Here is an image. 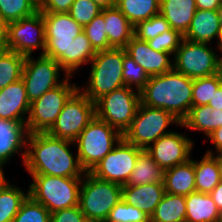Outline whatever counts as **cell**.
<instances>
[{
    "instance_id": "33",
    "label": "cell",
    "mask_w": 222,
    "mask_h": 222,
    "mask_svg": "<svg viewBox=\"0 0 222 222\" xmlns=\"http://www.w3.org/2000/svg\"><path fill=\"white\" fill-rule=\"evenodd\" d=\"M33 0H0V16L7 22L19 21L38 12Z\"/></svg>"
},
{
    "instance_id": "6",
    "label": "cell",
    "mask_w": 222,
    "mask_h": 222,
    "mask_svg": "<svg viewBox=\"0 0 222 222\" xmlns=\"http://www.w3.org/2000/svg\"><path fill=\"white\" fill-rule=\"evenodd\" d=\"M122 199V185L101 180L85 172L79 191V207L89 222H105Z\"/></svg>"
},
{
    "instance_id": "48",
    "label": "cell",
    "mask_w": 222,
    "mask_h": 222,
    "mask_svg": "<svg viewBox=\"0 0 222 222\" xmlns=\"http://www.w3.org/2000/svg\"><path fill=\"white\" fill-rule=\"evenodd\" d=\"M212 109L222 110V84L212 96V100L208 103Z\"/></svg>"
},
{
    "instance_id": "46",
    "label": "cell",
    "mask_w": 222,
    "mask_h": 222,
    "mask_svg": "<svg viewBox=\"0 0 222 222\" xmlns=\"http://www.w3.org/2000/svg\"><path fill=\"white\" fill-rule=\"evenodd\" d=\"M207 138L214 144L215 154L222 153V126L214 130Z\"/></svg>"
},
{
    "instance_id": "14",
    "label": "cell",
    "mask_w": 222,
    "mask_h": 222,
    "mask_svg": "<svg viewBox=\"0 0 222 222\" xmlns=\"http://www.w3.org/2000/svg\"><path fill=\"white\" fill-rule=\"evenodd\" d=\"M45 44V24L41 11L19 21L8 23L7 50L26 57L41 49V55H44Z\"/></svg>"
},
{
    "instance_id": "52",
    "label": "cell",
    "mask_w": 222,
    "mask_h": 222,
    "mask_svg": "<svg viewBox=\"0 0 222 222\" xmlns=\"http://www.w3.org/2000/svg\"><path fill=\"white\" fill-rule=\"evenodd\" d=\"M3 166L0 165V188L7 182L6 177L4 176Z\"/></svg>"
},
{
    "instance_id": "18",
    "label": "cell",
    "mask_w": 222,
    "mask_h": 222,
    "mask_svg": "<svg viewBox=\"0 0 222 222\" xmlns=\"http://www.w3.org/2000/svg\"><path fill=\"white\" fill-rule=\"evenodd\" d=\"M29 131L26 122L0 119V165L5 166L15 154L22 155L23 165L27 149Z\"/></svg>"
},
{
    "instance_id": "38",
    "label": "cell",
    "mask_w": 222,
    "mask_h": 222,
    "mask_svg": "<svg viewBox=\"0 0 222 222\" xmlns=\"http://www.w3.org/2000/svg\"><path fill=\"white\" fill-rule=\"evenodd\" d=\"M123 80L125 86L136 89L138 92L143 89L149 80V76L144 71L143 67L135 63V61L126 53L125 48L123 58Z\"/></svg>"
},
{
    "instance_id": "51",
    "label": "cell",
    "mask_w": 222,
    "mask_h": 222,
    "mask_svg": "<svg viewBox=\"0 0 222 222\" xmlns=\"http://www.w3.org/2000/svg\"><path fill=\"white\" fill-rule=\"evenodd\" d=\"M102 9L115 7L117 5V0H92Z\"/></svg>"
},
{
    "instance_id": "19",
    "label": "cell",
    "mask_w": 222,
    "mask_h": 222,
    "mask_svg": "<svg viewBox=\"0 0 222 222\" xmlns=\"http://www.w3.org/2000/svg\"><path fill=\"white\" fill-rule=\"evenodd\" d=\"M29 109L30 102L22 79L0 90V119L26 122Z\"/></svg>"
},
{
    "instance_id": "23",
    "label": "cell",
    "mask_w": 222,
    "mask_h": 222,
    "mask_svg": "<svg viewBox=\"0 0 222 222\" xmlns=\"http://www.w3.org/2000/svg\"><path fill=\"white\" fill-rule=\"evenodd\" d=\"M195 0H160V13L170 28L184 35L196 12Z\"/></svg>"
},
{
    "instance_id": "11",
    "label": "cell",
    "mask_w": 222,
    "mask_h": 222,
    "mask_svg": "<svg viewBox=\"0 0 222 222\" xmlns=\"http://www.w3.org/2000/svg\"><path fill=\"white\" fill-rule=\"evenodd\" d=\"M189 41L185 38L173 55V69L191 79L220 73L219 57L211 44Z\"/></svg>"
},
{
    "instance_id": "43",
    "label": "cell",
    "mask_w": 222,
    "mask_h": 222,
    "mask_svg": "<svg viewBox=\"0 0 222 222\" xmlns=\"http://www.w3.org/2000/svg\"><path fill=\"white\" fill-rule=\"evenodd\" d=\"M50 222H89L78 206L65 208L51 213Z\"/></svg>"
},
{
    "instance_id": "47",
    "label": "cell",
    "mask_w": 222,
    "mask_h": 222,
    "mask_svg": "<svg viewBox=\"0 0 222 222\" xmlns=\"http://www.w3.org/2000/svg\"><path fill=\"white\" fill-rule=\"evenodd\" d=\"M210 196L216 204L217 209L222 212V181L212 190Z\"/></svg>"
},
{
    "instance_id": "15",
    "label": "cell",
    "mask_w": 222,
    "mask_h": 222,
    "mask_svg": "<svg viewBox=\"0 0 222 222\" xmlns=\"http://www.w3.org/2000/svg\"><path fill=\"white\" fill-rule=\"evenodd\" d=\"M142 150L122 138L90 173L101 180L126 185Z\"/></svg>"
},
{
    "instance_id": "34",
    "label": "cell",
    "mask_w": 222,
    "mask_h": 222,
    "mask_svg": "<svg viewBox=\"0 0 222 222\" xmlns=\"http://www.w3.org/2000/svg\"><path fill=\"white\" fill-rule=\"evenodd\" d=\"M95 54L96 51L91 46L84 32L74 38L70 47V76L73 77V74L75 75L82 65L90 64Z\"/></svg>"
},
{
    "instance_id": "7",
    "label": "cell",
    "mask_w": 222,
    "mask_h": 222,
    "mask_svg": "<svg viewBox=\"0 0 222 222\" xmlns=\"http://www.w3.org/2000/svg\"><path fill=\"white\" fill-rule=\"evenodd\" d=\"M45 24L44 55L55 59L70 76V47L83 27L68 13H42Z\"/></svg>"
},
{
    "instance_id": "29",
    "label": "cell",
    "mask_w": 222,
    "mask_h": 222,
    "mask_svg": "<svg viewBox=\"0 0 222 222\" xmlns=\"http://www.w3.org/2000/svg\"><path fill=\"white\" fill-rule=\"evenodd\" d=\"M195 191L210 194L220 183L219 169L215 159L205 153L200 161L194 160Z\"/></svg>"
},
{
    "instance_id": "2",
    "label": "cell",
    "mask_w": 222,
    "mask_h": 222,
    "mask_svg": "<svg viewBox=\"0 0 222 222\" xmlns=\"http://www.w3.org/2000/svg\"><path fill=\"white\" fill-rule=\"evenodd\" d=\"M193 79L172 69L161 75L150 76L140 91L141 104L164 109L181 122L192 107Z\"/></svg>"
},
{
    "instance_id": "26",
    "label": "cell",
    "mask_w": 222,
    "mask_h": 222,
    "mask_svg": "<svg viewBox=\"0 0 222 222\" xmlns=\"http://www.w3.org/2000/svg\"><path fill=\"white\" fill-rule=\"evenodd\" d=\"M186 222H217L220 211L210 194L198 191L185 196Z\"/></svg>"
},
{
    "instance_id": "58",
    "label": "cell",
    "mask_w": 222,
    "mask_h": 222,
    "mask_svg": "<svg viewBox=\"0 0 222 222\" xmlns=\"http://www.w3.org/2000/svg\"><path fill=\"white\" fill-rule=\"evenodd\" d=\"M5 49H3V48H0V54L4 51Z\"/></svg>"
},
{
    "instance_id": "12",
    "label": "cell",
    "mask_w": 222,
    "mask_h": 222,
    "mask_svg": "<svg viewBox=\"0 0 222 222\" xmlns=\"http://www.w3.org/2000/svg\"><path fill=\"white\" fill-rule=\"evenodd\" d=\"M95 116V103L90 101L78 88L66 101L48 133L54 137L74 142Z\"/></svg>"
},
{
    "instance_id": "24",
    "label": "cell",
    "mask_w": 222,
    "mask_h": 222,
    "mask_svg": "<svg viewBox=\"0 0 222 222\" xmlns=\"http://www.w3.org/2000/svg\"><path fill=\"white\" fill-rule=\"evenodd\" d=\"M104 21L109 45L125 48L134 36V26L116 6L104 9Z\"/></svg>"
},
{
    "instance_id": "37",
    "label": "cell",
    "mask_w": 222,
    "mask_h": 222,
    "mask_svg": "<svg viewBox=\"0 0 222 222\" xmlns=\"http://www.w3.org/2000/svg\"><path fill=\"white\" fill-rule=\"evenodd\" d=\"M50 220L49 210L28 195L22 202L13 222H50Z\"/></svg>"
},
{
    "instance_id": "32",
    "label": "cell",
    "mask_w": 222,
    "mask_h": 222,
    "mask_svg": "<svg viewBox=\"0 0 222 222\" xmlns=\"http://www.w3.org/2000/svg\"><path fill=\"white\" fill-rule=\"evenodd\" d=\"M26 57L5 49L0 54V90L22 78Z\"/></svg>"
},
{
    "instance_id": "44",
    "label": "cell",
    "mask_w": 222,
    "mask_h": 222,
    "mask_svg": "<svg viewBox=\"0 0 222 222\" xmlns=\"http://www.w3.org/2000/svg\"><path fill=\"white\" fill-rule=\"evenodd\" d=\"M75 0H42L38 10L42 13H68Z\"/></svg>"
},
{
    "instance_id": "1",
    "label": "cell",
    "mask_w": 222,
    "mask_h": 222,
    "mask_svg": "<svg viewBox=\"0 0 222 222\" xmlns=\"http://www.w3.org/2000/svg\"><path fill=\"white\" fill-rule=\"evenodd\" d=\"M74 142L54 137L48 132L29 134L24 167L30 175L83 178L85 171L78 156L70 151Z\"/></svg>"
},
{
    "instance_id": "42",
    "label": "cell",
    "mask_w": 222,
    "mask_h": 222,
    "mask_svg": "<svg viewBox=\"0 0 222 222\" xmlns=\"http://www.w3.org/2000/svg\"><path fill=\"white\" fill-rule=\"evenodd\" d=\"M183 38V35L179 31L170 28L168 31L147 42L155 51L167 52L174 55Z\"/></svg>"
},
{
    "instance_id": "20",
    "label": "cell",
    "mask_w": 222,
    "mask_h": 222,
    "mask_svg": "<svg viewBox=\"0 0 222 222\" xmlns=\"http://www.w3.org/2000/svg\"><path fill=\"white\" fill-rule=\"evenodd\" d=\"M165 194L164 184L122 186V200L151 217Z\"/></svg>"
},
{
    "instance_id": "4",
    "label": "cell",
    "mask_w": 222,
    "mask_h": 222,
    "mask_svg": "<svg viewBox=\"0 0 222 222\" xmlns=\"http://www.w3.org/2000/svg\"><path fill=\"white\" fill-rule=\"evenodd\" d=\"M122 138L120 131L95 116L74 141L83 170L90 172Z\"/></svg>"
},
{
    "instance_id": "41",
    "label": "cell",
    "mask_w": 222,
    "mask_h": 222,
    "mask_svg": "<svg viewBox=\"0 0 222 222\" xmlns=\"http://www.w3.org/2000/svg\"><path fill=\"white\" fill-rule=\"evenodd\" d=\"M102 8L92 0H75L68 14L82 27L89 24Z\"/></svg>"
},
{
    "instance_id": "54",
    "label": "cell",
    "mask_w": 222,
    "mask_h": 222,
    "mask_svg": "<svg viewBox=\"0 0 222 222\" xmlns=\"http://www.w3.org/2000/svg\"><path fill=\"white\" fill-rule=\"evenodd\" d=\"M222 53V48L220 49L219 53ZM219 70L220 73L222 74V56H219Z\"/></svg>"
},
{
    "instance_id": "17",
    "label": "cell",
    "mask_w": 222,
    "mask_h": 222,
    "mask_svg": "<svg viewBox=\"0 0 222 222\" xmlns=\"http://www.w3.org/2000/svg\"><path fill=\"white\" fill-rule=\"evenodd\" d=\"M126 53L141 65L147 75H161L173 69L172 56L167 52L153 50L147 41L140 40L133 36L125 47Z\"/></svg>"
},
{
    "instance_id": "22",
    "label": "cell",
    "mask_w": 222,
    "mask_h": 222,
    "mask_svg": "<svg viewBox=\"0 0 222 222\" xmlns=\"http://www.w3.org/2000/svg\"><path fill=\"white\" fill-rule=\"evenodd\" d=\"M165 192L188 196L195 191L194 160L191 158L185 163L164 170L163 179Z\"/></svg>"
},
{
    "instance_id": "27",
    "label": "cell",
    "mask_w": 222,
    "mask_h": 222,
    "mask_svg": "<svg viewBox=\"0 0 222 222\" xmlns=\"http://www.w3.org/2000/svg\"><path fill=\"white\" fill-rule=\"evenodd\" d=\"M164 170L151 158L146 150H142L135 164L134 170L126 185H146L151 183L163 184Z\"/></svg>"
},
{
    "instance_id": "25",
    "label": "cell",
    "mask_w": 222,
    "mask_h": 222,
    "mask_svg": "<svg viewBox=\"0 0 222 222\" xmlns=\"http://www.w3.org/2000/svg\"><path fill=\"white\" fill-rule=\"evenodd\" d=\"M180 126L193 131H201L208 137L222 126V110L212 109L209 105L192 106L189 115Z\"/></svg>"
},
{
    "instance_id": "35",
    "label": "cell",
    "mask_w": 222,
    "mask_h": 222,
    "mask_svg": "<svg viewBox=\"0 0 222 222\" xmlns=\"http://www.w3.org/2000/svg\"><path fill=\"white\" fill-rule=\"evenodd\" d=\"M222 84V74L193 79L192 106L208 105Z\"/></svg>"
},
{
    "instance_id": "8",
    "label": "cell",
    "mask_w": 222,
    "mask_h": 222,
    "mask_svg": "<svg viewBox=\"0 0 222 222\" xmlns=\"http://www.w3.org/2000/svg\"><path fill=\"white\" fill-rule=\"evenodd\" d=\"M182 122L172 113L159 108H151L140 103L130 127L124 132L123 138L146 150L151 143L172 131L166 130L169 125Z\"/></svg>"
},
{
    "instance_id": "36",
    "label": "cell",
    "mask_w": 222,
    "mask_h": 222,
    "mask_svg": "<svg viewBox=\"0 0 222 222\" xmlns=\"http://www.w3.org/2000/svg\"><path fill=\"white\" fill-rule=\"evenodd\" d=\"M83 32L95 51L112 48L109 45V40L106 34L104 9H102V11L89 24L83 27Z\"/></svg>"
},
{
    "instance_id": "10",
    "label": "cell",
    "mask_w": 222,
    "mask_h": 222,
    "mask_svg": "<svg viewBox=\"0 0 222 222\" xmlns=\"http://www.w3.org/2000/svg\"><path fill=\"white\" fill-rule=\"evenodd\" d=\"M140 103V92L123 86L95 102L96 117L124 134L130 127Z\"/></svg>"
},
{
    "instance_id": "57",
    "label": "cell",
    "mask_w": 222,
    "mask_h": 222,
    "mask_svg": "<svg viewBox=\"0 0 222 222\" xmlns=\"http://www.w3.org/2000/svg\"><path fill=\"white\" fill-rule=\"evenodd\" d=\"M35 3L39 4L42 0H33Z\"/></svg>"
},
{
    "instance_id": "5",
    "label": "cell",
    "mask_w": 222,
    "mask_h": 222,
    "mask_svg": "<svg viewBox=\"0 0 222 222\" xmlns=\"http://www.w3.org/2000/svg\"><path fill=\"white\" fill-rule=\"evenodd\" d=\"M33 182L28 191L36 202L50 213L79 205V191L82 178L52 175H31Z\"/></svg>"
},
{
    "instance_id": "56",
    "label": "cell",
    "mask_w": 222,
    "mask_h": 222,
    "mask_svg": "<svg viewBox=\"0 0 222 222\" xmlns=\"http://www.w3.org/2000/svg\"><path fill=\"white\" fill-rule=\"evenodd\" d=\"M217 222H222V212H220V215L218 217V221Z\"/></svg>"
},
{
    "instance_id": "39",
    "label": "cell",
    "mask_w": 222,
    "mask_h": 222,
    "mask_svg": "<svg viewBox=\"0 0 222 222\" xmlns=\"http://www.w3.org/2000/svg\"><path fill=\"white\" fill-rule=\"evenodd\" d=\"M169 29V23L164 16L159 13L148 20L139 22L134 27V36L140 40L149 41Z\"/></svg>"
},
{
    "instance_id": "9",
    "label": "cell",
    "mask_w": 222,
    "mask_h": 222,
    "mask_svg": "<svg viewBox=\"0 0 222 222\" xmlns=\"http://www.w3.org/2000/svg\"><path fill=\"white\" fill-rule=\"evenodd\" d=\"M71 76L54 89L46 91L40 98L30 103L26 126L29 134L48 132L57 120L66 101L79 88L71 83Z\"/></svg>"
},
{
    "instance_id": "31",
    "label": "cell",
    "mask_w": 222,
    "mask_h": 222,
    "mask_svg": "<svg viewBox=\"0 0 222 222\" xmlns=\"http://www.w3.org/2000/svg\"><path fill=\"white\" fill-rule=\"evenodd\" d=\"M21 189L9 181L0 188V222H13L22 202L29 195V191Z\"/></svg>"
},
{
    "instance_id": "21",
    "label": "cell",
    "mask_w": 222,
    "mask_h": 222,
    "mask_svg": "<svg viewBox=\"0 0 222 222\" xmlns=\"http://www.w3.org/2000/svg\"><path fill=\"white\" fill-rule=\"evenodd\" d=\"M221 19L219 10H196L183 37L189 41L211 44L218 38Z\"/></svg>"
},
{
    "instance_id": "40",
    "label": "cell",
    "mask_w": 222,
    "mask_h": 222,
    "mask_svg": "<svg viewBox=\"0 0 222 222\" xmlns=\"http://www.w3.org/2000/svg\"><path fill=\"white\" fill-rule=\"evenodd\" d=\"M105 222H150V217L138 207L122 199L111 209Z\"/></svg>"
},
{
    "instance_id": "53",
    "label": "cell",
    "mask_w": 222,
    "mask_h": 222,
    "mask_svg": "<svg viewBox=\"0 0 222 222\" xmlns=\"http://www.w3.org/2000/svg\"><path fill=\"white\" fill-rule=\"evenodd\" d=\"M217 40H218L217 49L220 50L222 48V22H221V26H220V29H219V34H218Z\"/></svg>"
},
{
    "instance_id": "49",
    "label": "cell",
    "mask_w": 222,
    "mask_h": 222,
    "mask_svg": "<svg viewBox=\"0 0 222 222\" xmlns=\"http://www.w3.org/2000/svg\"><path fill=\"white\" fill-rule=\"evenodd\" d=\"M8 23L0 16V48L6 49Z\"/></svg>"
},
{
    "instance_id": "13",
    "label": "cell",
    "mask_w": 222,
    "mask_h": 222,
    "mask_svg": "<svg viewBox=\"0 0 222 222\" xmlns=\"http://www.w3.org/2000/svg\"><path fill=\"white\" fill-rule=\"evenodd\" d=\"M60 71L64 70L51 57L40 54L35 59L32 55L26 56L21 79L30 103L40 98L46 91L54 89L64 82L68 75H65L62 80L59 76Z\"/></svg>"
},
{
    "instance_id": "45",
    "label": "cell",
    "mask_w": 222,
    "mask_h": 222,
    "mask_svg": "<svg viewBox=\"0 0 222 222\" xmlns=\"http://www.w3.org/2000/svg\"><path fill=\"white\" fill-rule=\"evenodd\" d=\"M221 0H195L197 10H219Z\"/></svg>"
},
{
    "instance_id": "30",
    "label": "cell",
    "mask_w": 222,
    "mask_h": 222,
    "mask_svg": "<svg viewBox=\"0 0 222 222\" xmlns=\"http://www.w3.org/2000/svg\"><path fill=\"white\" fill-rule=\"evenodd\" d=\"M116 7L135 27L160 13V0H117Z\"/></svg>"
},
{
    "instance_id": "3",
    "label": "cell",
    "mask_w": 222,
    "mask_h": 222,
    "mask_svg": "<svg viewBox=\"0 0 222 222\" xmlns=\"http://www.w3.org/2000/svg\"><path fill=\"white\" fill-rule=\"evenodd\" d=\"M124 48L96 51L90 61V77L84 88L79 90L92 102L125 86L123 80Z\"/></svg>"
},
{
    "instance_id": "16",
    "label": "cell",
    "mask_w": 222,
    "mask_h": 222,
    "mask_svg": "<svg viewBox=\"0 0 222 222\" xmlns=\"http://www.w3.org/2000/svg\"><path fill=\"white\" fill-rule=\"evenodd\" d=\"M193 146L191 138L173 130L152 143L146 151L163 170H166L191 159Z\"/></svg>"
},
{
    "instance_id": "50",
    "label": "cell",
    "mask_w": 222,
    "mask_h": 222,
    "mask_svg": "<svg viewBox=\"0 0 222 222\" xmlns=\"http://www.w3.org/2000/svg\"><path fill=\"white\" fill-rule=\"evenodd\" d=\"M206 153L210 154L215 159L219 169L220 180L222 181V153H218L215 155L212 150H207Z\"/></svg>"
},
{
    "instance_id": "55",
    "label": "cell",
    "mask_w": 222,
    "mask_h": 222,
    "mask_svg": "<svg viewBox=\"0 0 222 222\" xmlns=\"http://www.w3.org/2000/svg\"><path fill=\"white\" fill-rule=\"evenodd\" d=\"M219 13H220V19H221V22H222V3H221V6L219 8Z\"/></svg>"
},
{
    "instance_id": "28",
    "label": "cell",
    "mask_w": 222,
    "mask_h": 222,
    "mask_svg": "<svg viewBox=\"0 0 222 222\" xmlns=\"http://www.w3.org/2000/svg\"><path fill=\"white\" fill-rule=\"evenodd\" d=\"M185 196L165 192L156 206L150 222H186Z\"/></svg>"
}]
</instances>
